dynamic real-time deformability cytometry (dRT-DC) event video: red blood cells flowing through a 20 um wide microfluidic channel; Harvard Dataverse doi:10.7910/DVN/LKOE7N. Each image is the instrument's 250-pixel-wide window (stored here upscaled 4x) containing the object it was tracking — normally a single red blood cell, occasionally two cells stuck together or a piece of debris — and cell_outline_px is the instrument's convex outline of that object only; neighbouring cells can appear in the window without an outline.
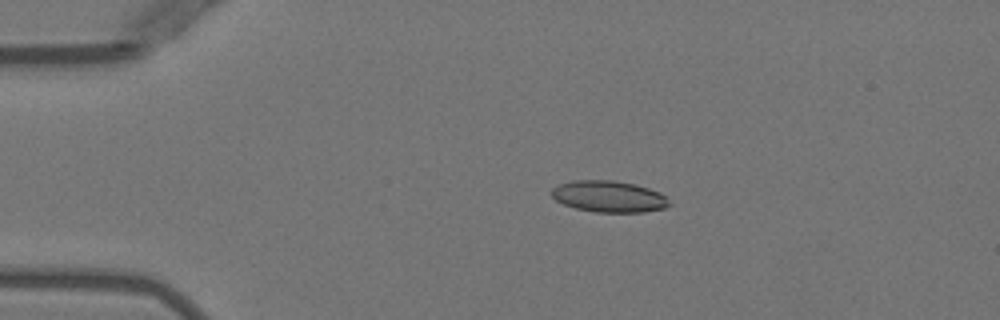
{"species": "Egyptian fruit bat (a non-hibernating species)", "species_latin": "Rousettus aegyptiacus", "temperature_condition": "warm", "stored_images_in_passage": 39, "camera_frame_rate_fps": 3000, "um_per_image_px": 0.085, "animal": {"sex": "female"}, "frame": {"image": 1, "passage_image": 1, "time_ms": 0.0, "image_size_px": [1000, 320], "cell_outline_px": [[672, 204], [664, 208], [644, 212], [596, 212], [576, 208], [564, 204], [556, 200], [552, 196], [552, 188], [560, 184], [572, 180], [612, 180], [636, 184], [660, 192]], "centroid_in_image_um": [51.77, 16.7], "position_along_channel_um": 33.2, "area_um2": 21.5}}
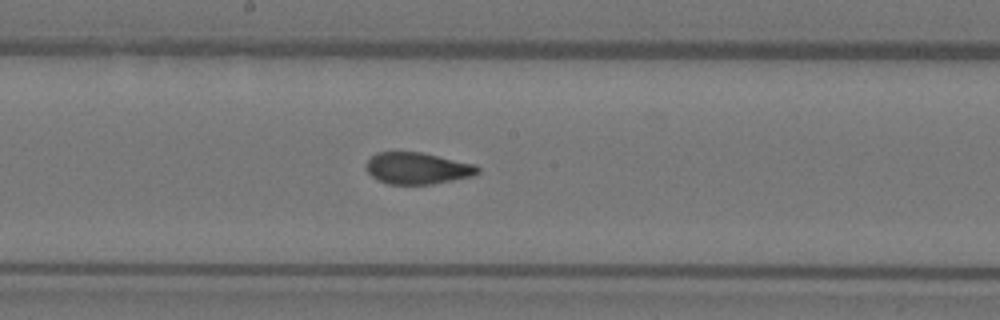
{"frame": {"image": 2, "passage_image": 18, "time_ms": 5.667, "image_size_px": [1000, 320], "cell_outline_px": [[480, 172], [472, 176], [432, 184], [388, 184], [372, 176], [368, 172], [364, 164], [376, 152], [420, 152], [476, 164], [480, 168]], "centroid_in_image_um": [35.49, 14.3], "position_along_channel_um": 212.7, "area_um2": 20.52}}
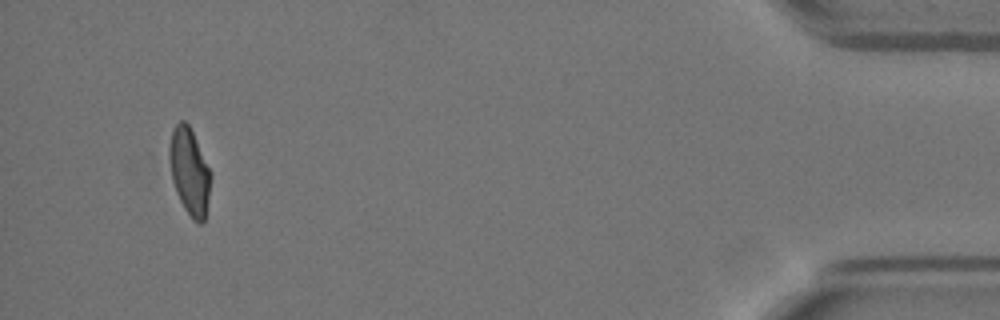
{"frame": {"image": 3, "passage_image": 39, "time_ms": 12.667, "image_size_px": [1000, 320], "cell_outline_px": [[212, 176], [204, 220], [200, 224], [192, 220], [184, 208], [176, 192], [172, 180], [168, 160], [168, 144], [172, 128], [180, 120], [184, 120], [188, 124], [192, 132]], "centroid_in_image_um": [16.06, 14.57], "position_along_channel_um": 419.1, "area_um2": 20.87}, "authors_computed_cell_mechanics": {"area_um2": 21.386, "velocity_mm_per_s": 3.9916, "shape_relaxation_time_tau1_ms": 6.6341, "shape_relaxation_time_tau2_ms": 1.1404, "deformation_change_tau1": 0.2013, "deformation_change_tau2": 0.0564}}